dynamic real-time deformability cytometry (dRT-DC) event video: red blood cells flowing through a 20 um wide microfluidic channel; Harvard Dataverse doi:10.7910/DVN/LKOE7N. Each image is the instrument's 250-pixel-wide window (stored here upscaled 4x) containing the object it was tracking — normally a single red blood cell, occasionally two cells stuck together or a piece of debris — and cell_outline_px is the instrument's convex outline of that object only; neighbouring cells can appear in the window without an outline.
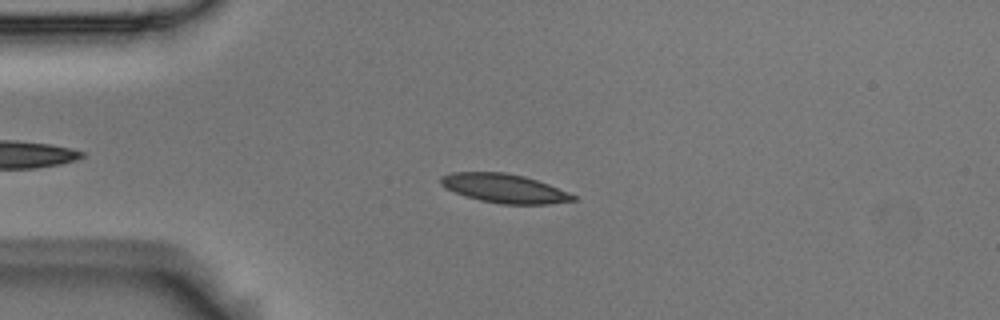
{"species": "Egyptian fruit bat (a non-hibernating species)", "species_latin": "Rousettus aegyptiacus", "temperature_condition": "room temperature", "stored_images_in_passage": 56, "camera_frame_rate_fps": 3000, "um_per_image_px": 0.085, "animal": {"sex": "male"}, "frame": {"image": 1, "passage_image": 13, "time_ms": 4.0, "image_size_px": [1000, 320], "cell_outline_px": [[576, 200], [548, 204], [500, 204], [480, 200], [464, 196], [444, 188], [440, 184], [440, 176], [452, 172], [504, 172], [524, 176], [548, 184], [568, 192], [576, 196]], "centroid_in_image_um": [42.82, 16.01], "position_along_channel_um": 42.2, "area_um2": 22.37}}
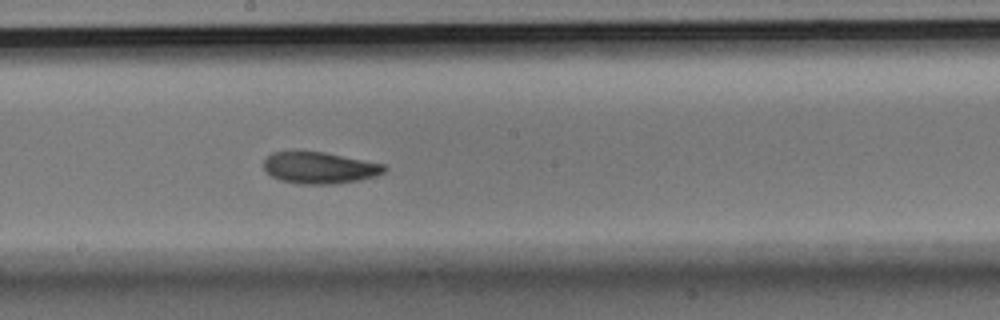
{"frame": {"image": 2, "passage_image": 30, "time_ms": 9.667, "image_size_px": [1000, 320], "cell_outline_px": [[388, 168], [384, 172], [376, 176], [360, 180], [332, 184], [300, 184], [280, 180], [272, 176], [264, 168], [264, 160], [272, 152], [296, 148], [324, 152], [384, 164]], "centroid_in_image_um": [27.12, 14.22], "position_along_channel_um": 221.1, "area_um2": 22.77}}
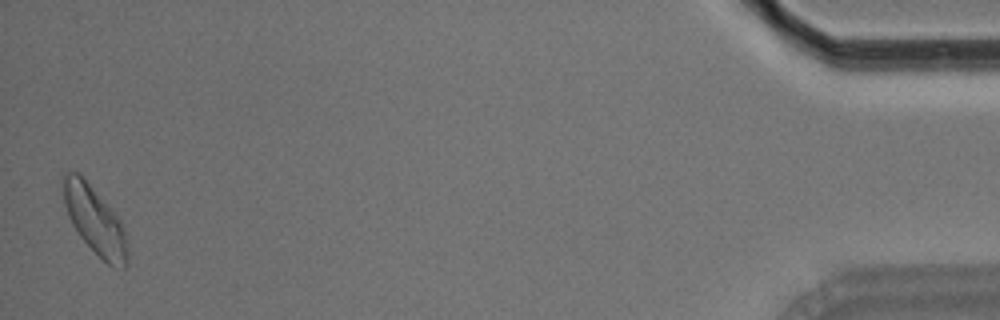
{"frame": {"image": 3, "passage_image": 55, "time_ms": 18.0, "image_size_px": [1000, 320], "cell_outline_px": [[128, 264], [124, 268], [112, 268], [80, 236], [72, 224], [68, 216], [64, 204], [60, 176], [64, 172], [80, 172], [112, 208], [120, 220], [124, 232], [128, 252]], "centroid_in_image_um": [8.03, 18.66], "position_along_channel_um": 427.2, "area_um2": 25.66}, "authors_computed_cell_mechanics": {"area_um2": 22.4842, "velocity_mm_per_s": 3.56, "shape_relaxation_time_tau1_ms": 3.7854, "shape_relaxation_time_tau2_ms": 8.7401, "deformation_change_tau1": 0.1215, "deformation_change_tau2": 0.1367}}